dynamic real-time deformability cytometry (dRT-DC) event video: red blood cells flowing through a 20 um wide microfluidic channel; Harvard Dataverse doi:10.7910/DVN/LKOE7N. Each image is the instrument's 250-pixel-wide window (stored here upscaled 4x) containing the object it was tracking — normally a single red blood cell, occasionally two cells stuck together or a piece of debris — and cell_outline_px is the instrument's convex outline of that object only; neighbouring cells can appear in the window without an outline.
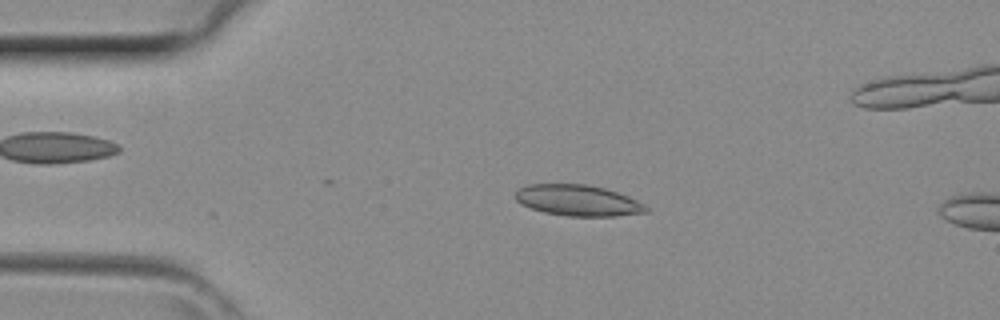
{"species": "common noctule bat (a hibernating species)", "species_latin": "Nyctalus noctula", "temperature_condition": "room temperature", "stored_images_in_passage": 7, "camera_frame_rate_fps": 3000, "um_per_image_px": 0.085, "animal": {"sex": "female", "body_mass_g": 29.2, "forearm_length_mm": 56.3}, "frame": {"image": 1, "passage_image": 4, "time_ms": 1.0, "image_size_px": [1000, 320], "cell_outline_px": [[648, 212], [616, 216], [568, 216], [544, 212], [520, 204], [512, 196], [516, 188], [528, 184], [584, 184], [604, 188], [628, 196], [644, 204], [648, 208]], "centroid_in_image_um": [49.06, 17.03], "position_along_channel_um": 35.9, "area_um2": 23.76}}
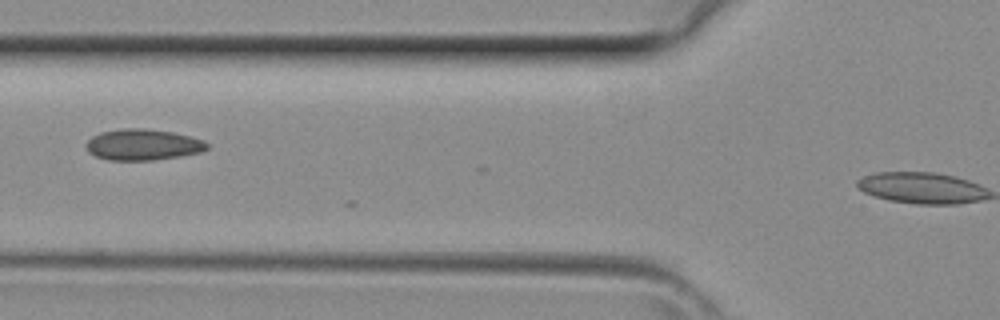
{"frame": {"image": 2, "passage_image": 6, "time_ms": 1.667, "image_size_px": [1000, 320], "cell_outline_px": [[208, 148], [200, 152], [180, 156], [152, 160], [108, 160], [96, 156], [88, 152], [84, 144], [92, 136], [100, 132], [124, 128], [144, 128], [172, 132], [192, 136], [204, 140], [208, 144]], "centroid_in_image_um": [12.13, 12.29], "position_along_channel_um": 113.7, "area_um2": 22.02}}